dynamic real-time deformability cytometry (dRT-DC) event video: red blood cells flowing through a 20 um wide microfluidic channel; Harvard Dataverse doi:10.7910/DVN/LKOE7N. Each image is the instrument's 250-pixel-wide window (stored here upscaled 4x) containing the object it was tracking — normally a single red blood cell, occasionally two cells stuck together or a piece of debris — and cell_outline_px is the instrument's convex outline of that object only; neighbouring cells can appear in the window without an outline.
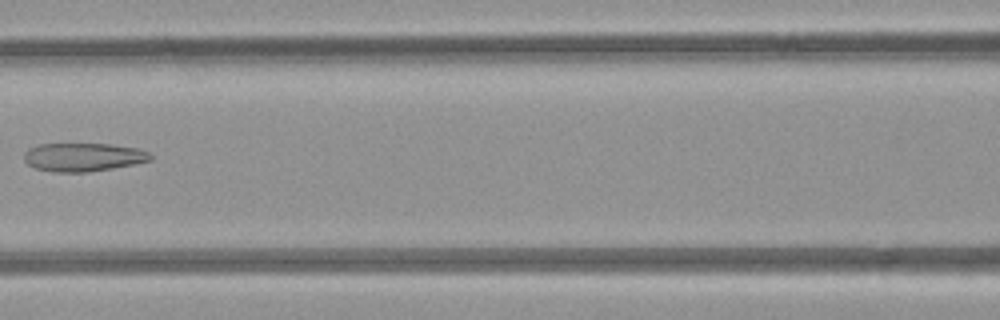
{"species": "common noctule bat (a hibernating species)", "species_latin": "Nyctalus noctula", "temperature_condition": "room temperature", "stored_images_in_passage": 6, "camera_frame_rate_fps": 3000, "um_per_image_px": 0.085, "animal": {"sex": "female", "body_mass_g": 21.9}, "frame": {"image": 1, "passage_image": 6, "time_ms": 6.333, "image_size_px": [1000, 320], "cell_outline_px": [[152, 160], [112, 168], [88, 172], [52, 172], [36, 168], [28, 164], [24, 160], [24, 152], [28, 148], [40, 144], [112, 144], [136, 148], [148, 152], [152, 156]], "centroid_in_image_um": [7.05, 13.35], "position_along_channel_um": 159.6, "area_um2": 20.87}}